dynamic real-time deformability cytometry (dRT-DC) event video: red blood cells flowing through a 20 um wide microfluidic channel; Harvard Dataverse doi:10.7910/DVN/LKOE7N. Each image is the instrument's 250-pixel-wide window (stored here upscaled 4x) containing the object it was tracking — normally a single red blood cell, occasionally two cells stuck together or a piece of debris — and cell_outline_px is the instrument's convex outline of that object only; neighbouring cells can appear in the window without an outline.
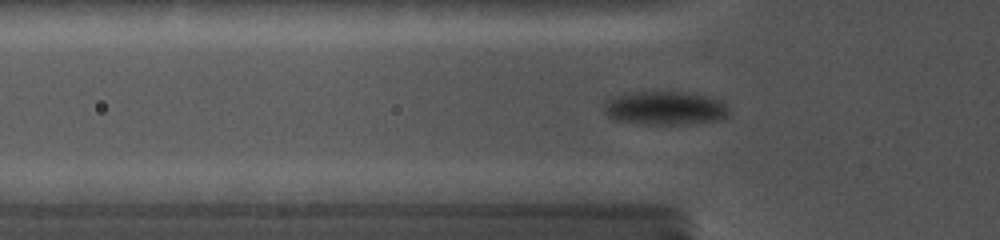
{"species": "common noctule bat (a hibernating species)", "species_latin": "Nyctalus noctula", "temperature_condition": "cold", "stored_images_in_passage": 88, "camera_frame_rate_fps": 5000, "um_per_image_px": 0.085, "animal": {"sex": "female", "body_mass_g": 19.0, "forearm_length_mm": 56.7}, "frame": {"image": 1, "passage_image": 32, "time_ms": 5.8, "image_size_px": [1000, 240], "cell_outline_px": [[728, 116], [720, 120], [688, 124], [640, 124], [612, 120], [604, 112], [604, 108], [612, 100], [620, 96], [640, 92], [672, 92], [700, 96], [716, 100], [728, 112]], "centroid_in_image_um": [56.48, 9.25], "position_along_channel_um": 69.3, "area_um2": 23.35}}
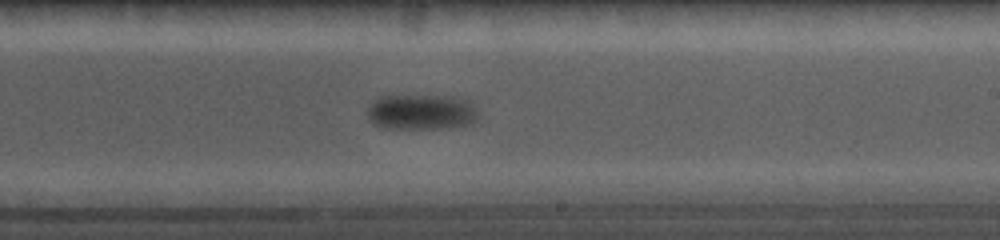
{"frame": {"image": 2, "passage_image": 55, "time_ms": 10.8, "image_size_px": [1000, 240], "cell_outline_px": [[480, 116], [472, 124], [448, 128], [384, 128], [372, 124], [368, 120], [368, 108], [376, 100], [388, 96], [452, 96], [468, 100], [472, 104]], "centroid_in_image_um": [35.86, 9.54], "position_along_channel_um": 253.1, "area_um2": 22.89}}
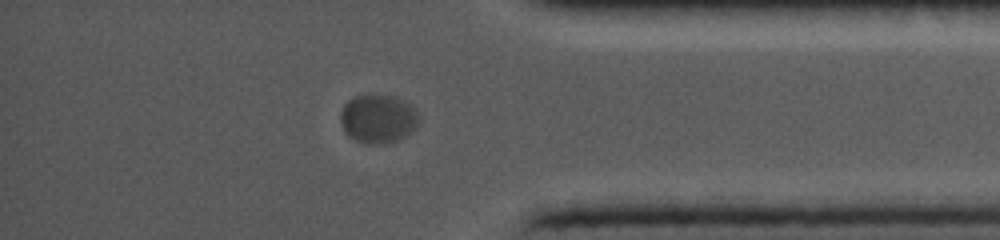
{"frame": {"image": 3, "passage_image": 75, "time_ms": 15.0, "image_size_px": [1000, 240], "cell_outline_px": [[420, 112], [416, 128], [404, 136], [396, 140], [380, 144], [368, 144], [356, 140], [348, 136], [344, 132], [340, 120], [340, 112], [344, 104], [348, 100], [356, 96], [388, 96], [400, 100], [408, 104]], "centroid_in_image_um": [32.11, 10.12], "position_along_channel_um": 403.1, "area_um2": 21.91}}